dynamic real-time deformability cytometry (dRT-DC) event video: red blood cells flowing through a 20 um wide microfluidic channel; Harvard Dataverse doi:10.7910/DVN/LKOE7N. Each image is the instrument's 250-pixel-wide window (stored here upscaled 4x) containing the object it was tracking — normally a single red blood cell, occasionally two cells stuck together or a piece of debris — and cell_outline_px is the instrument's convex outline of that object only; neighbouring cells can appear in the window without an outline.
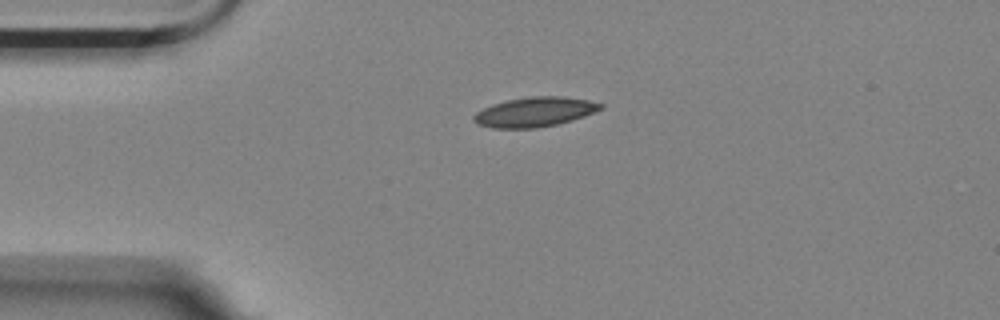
{"species": "Egyptian fruit bat (a non-hibernating species)", "species_latin": "Rousettus aegyptiacus", "temperature_condition": "room temperature", "stored_images_in_passage": 38, "camera_frame_rate_fps": 3000, "um_per_image_px": 0.085, "animal": {"sex": "female"}, "frame": {"image": 1, "passage_image": 1, "time_ms": 0.0, "image_size_px": [1000, 320], "cell_outline_px": [[604, 108], [584, 116], [572, 120], [556, 124], [536, 128], [492, 128], [476, 124], [472, 120], [472, 116], [476, 112], [492, 104], [508, 100], [532, 96], [564, 96], [588, 100], [604, 104]], "centroid_in_image_um": [45.44, 9.52], "position_along_channel_um": 39.6, "area_um2": 21.96}}
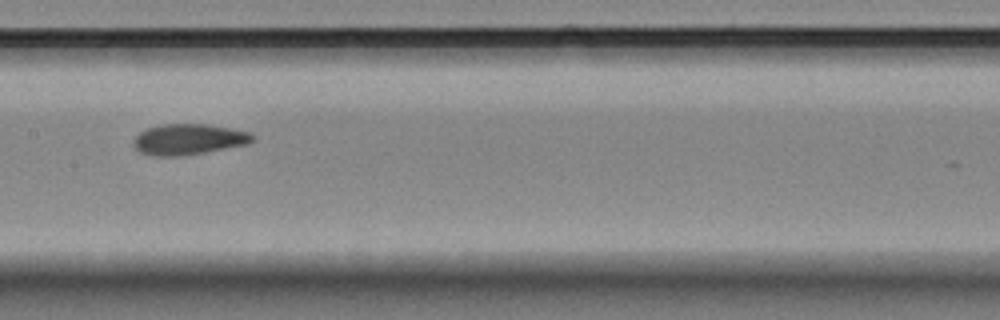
{"frame": {"image": 2, "passage_image": 16, "time_ms": 5.0, "image_size_px": [1000, 320], "cell_outline_px": [[256, 140], [248, 144], [184, 156], [152, 156], [140, 152], [132, 144], [136, 136], [140, 132], [148, 128], [160, 124], [208, 124], [248, 132], [256, 136]], "centroid_in_image_um": [16.04, 11.85], "position_along_channel_um": 191.4, "area_um2": 21.44}}
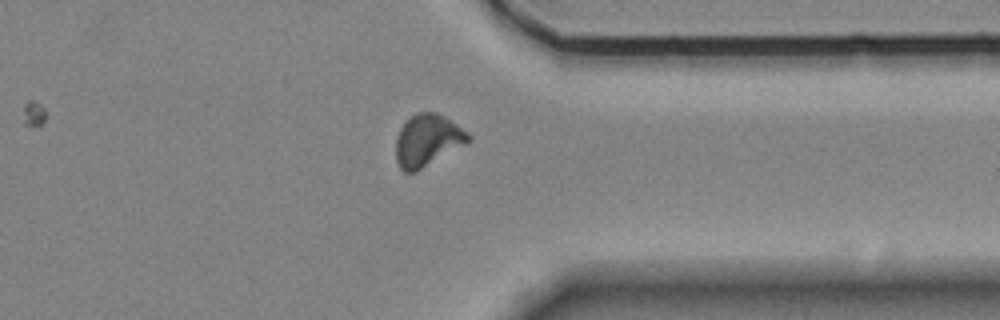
{"frame": {"image": 3, "passage_image": 32, "time_ms": 10.333, "image_size_px": [1000, 320], "cell_outline_px": [[472, 140], [468, 144], [416, 172], [404, 172], [400, 168], [396, 160], [396, 136], [400, 128], [416, 112], [436, 112], [444, 116], [468, 132], [472, 136]], "centroid_in_image_um": [36.37, 11.95], "position_along_channel_um": 375.0, "area_um2": 22.2}, "authors_computed_cell_mechanics": {"area_um2": 21.1548, "velocity_mm_per_s": 3.5209, "shape_relaxation_time_tau1_ms": 9.2049, "shape_relaxation_time_tau2_ms": 1.7412, "deformation_change_tau1": 0.1909, "deformation_change_tau2": 0.0752}}